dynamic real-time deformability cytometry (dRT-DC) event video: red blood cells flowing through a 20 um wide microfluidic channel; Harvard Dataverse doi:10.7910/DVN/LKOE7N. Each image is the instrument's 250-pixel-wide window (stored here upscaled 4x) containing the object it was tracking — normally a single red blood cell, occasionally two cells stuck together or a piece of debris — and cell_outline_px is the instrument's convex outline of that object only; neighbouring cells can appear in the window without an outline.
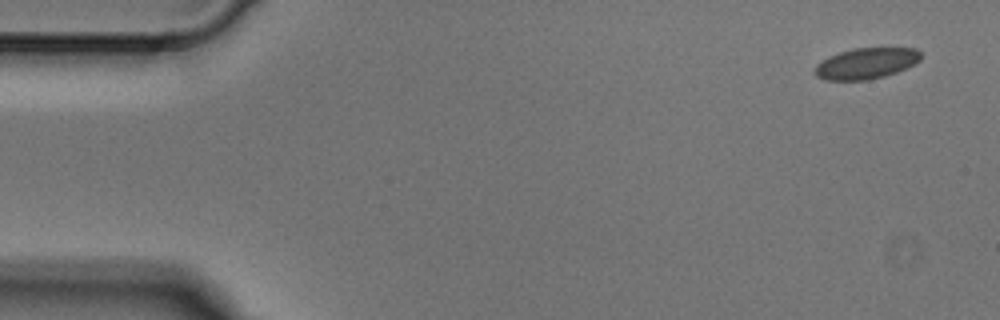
{"species": "Egyptian fruit bat (a non-hibernating species)", "species_latin": "Rousettus aegyptiacus", "temperature_condition": "cold", "stored_images_in_passage": 4, "camera_frame_rate_fps": 3000, "um_per_image_px": 0.085, "animal": {"sex": "male"}, "frame": {"image": 1, "passage_image": 1, "time_ms": 0.0, "image_size_px": [1000, 320], "cell_outline_px": [[920, 60], [916, 64], [896, 72], [884, 76], [868, 80], [824, 80], [816, 76], [812, 72], [816, 64], [828, 56], [840, 52], [856, 48], [916, 48], [920, 52]], "centroid_in_image_um": [73.59, 5.4], "position_along_channel_um": 11.4, "area_um2": 19.25}}
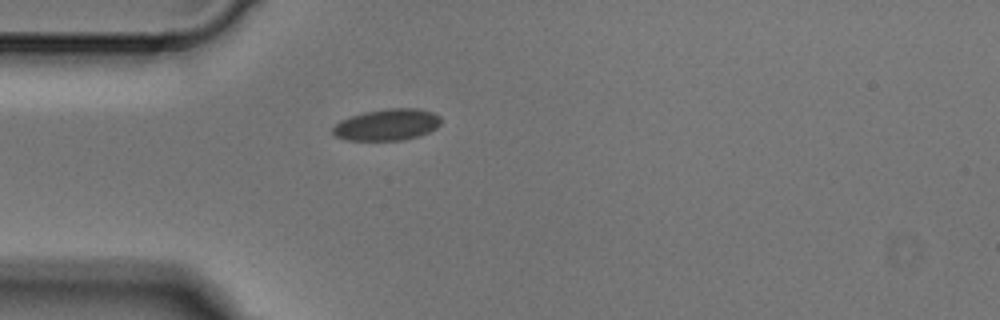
{"frame": {"image": 2, "passage_image": 4, "time_ms": 1.0, "image_size_px": [1000, 320], "cell_outline_px": [[440, 124], [436, 128], [420, 136], [404, 140], [348, 140], [336, 136], [332, 132], [332, 128], [340, 120], [364, 112], [388, 108], [416, 108], [432, 112], [440, 116]], "centroid_in_image_um": [32.91, 10.6], "position_along_channel_um": 52.1, "area_um2": 19.83}}